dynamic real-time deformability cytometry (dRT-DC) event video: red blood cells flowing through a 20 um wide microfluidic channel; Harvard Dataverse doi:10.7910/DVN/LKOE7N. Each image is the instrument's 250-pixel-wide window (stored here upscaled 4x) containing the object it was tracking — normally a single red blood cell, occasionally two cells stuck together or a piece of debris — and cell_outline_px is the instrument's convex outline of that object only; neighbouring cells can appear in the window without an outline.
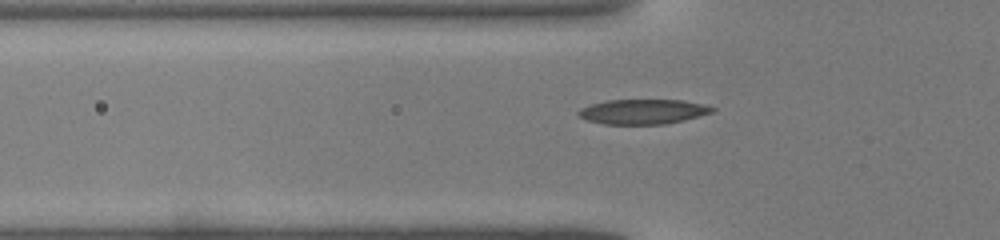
{"species": "common noctule bat (a hibernating species)", "species_latin": "Nyctalus noctula", "temperature_condition": "warm", "stored_images_in_passage": 31, "camera_frame_rate_fps": 3000, "um_per_image_px": 0.085, "animal": {"sex": "male", "body_mass_g": 19.0, "forearm_length_mm": 50.8}, "frame": {"image": 1, "passage_image": 3, "time_ms": 0.667, "image_size_px": [1000, 240], "cell_outline_px": [[716, 108], [712, 112], [684, 120], [664, 124], [604, 124], [588, 120], [580, 116], [576, 112], [580, 108], [592, 104], [608, 100], [680, 100], [704, 104]], "centroid_in_image_um": [54.65, 9.49], "position_along_channel_um": 71.2, "area_um2": 19.19}}
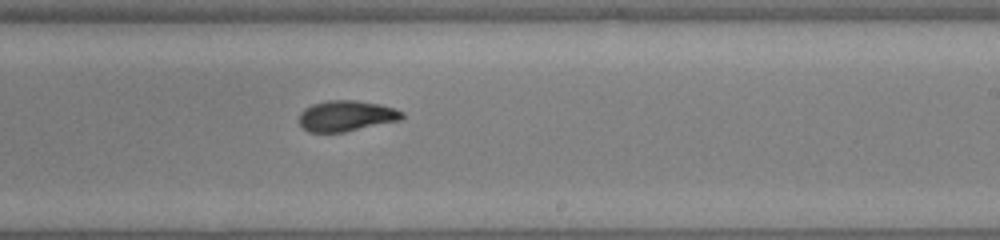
{"frame": {"image": 2, "passage_image": 15, "time_ms": 4.667, "image_size_px": [1000, 240], "cell_outline_px": [[404, 116], [400, 120], [344, 132], [308, 132], [300, 124], [300, 112], [304, 108], [312, 104], [328, 100], [356, 100], [380, 104], [404, 112]], "centroid_in_image_um": [29.42, 9.84], "position_along_channel_um": 259.6, "area_um2": 18.38}}
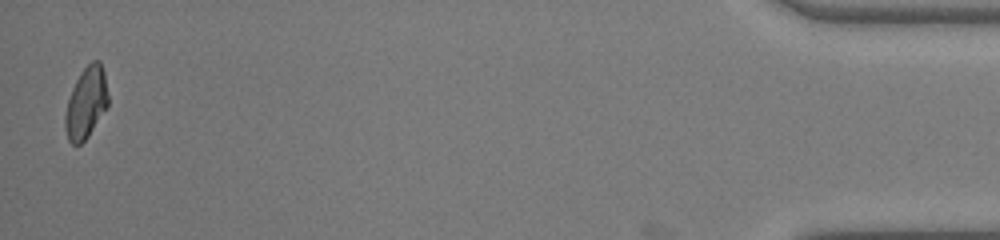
{"frame": {"image": 3, "passage_image": 31, "time_ms": 10.0, "image_size_px": [1000, 240], "cell_outline_px": [[108, 108], [88, 136], [80, 144], [72, 144], [68, 140], [64, 128], [64, 116], [68, 100], [72, 88], [80, 72], [92, 60], [100, 60], [104, 72], [108, 96]], "centroid_in_image_um": [7.32, 8.75], "position_along_channel_um": 427.9, "area_um2": 18.03}}